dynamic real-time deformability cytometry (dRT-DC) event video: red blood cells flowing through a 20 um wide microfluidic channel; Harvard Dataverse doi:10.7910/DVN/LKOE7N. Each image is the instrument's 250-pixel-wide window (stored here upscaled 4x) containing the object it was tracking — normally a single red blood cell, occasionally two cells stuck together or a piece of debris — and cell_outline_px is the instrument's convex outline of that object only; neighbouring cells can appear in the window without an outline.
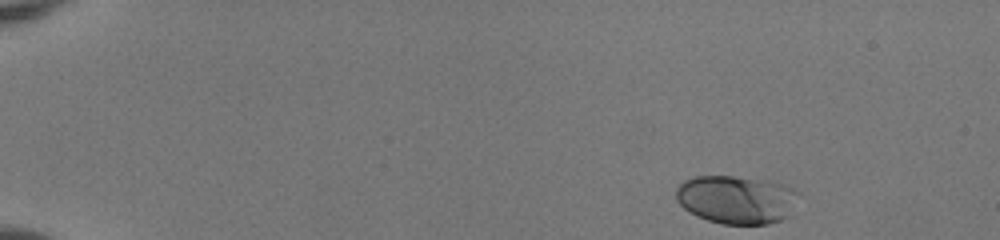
{"species": "human", "species_latin": "Homo sapiens", "temperature_condition": "room temperature", "stored_images_in_passage": 47, "camera_frame_rate_fps": 3000, "um_per_image_px": 0.085, "donor": {"sex": "female"}, "frame": {"image": 1, "passage_image": 1, "time_ms": 0.0, "image_size_px": [1000, 240], "cell_outline_px": [[796, 192], [792, 216], [768, 224], [720, 224], [696, 216], [684, 208], [676, 200], [676, 188], [684, 180], [696, 176], [732, 176], [772, 180], [792, 188]], "centroid_in_image_um": [62.59, 16.96], "position_along_channel_um": 22.4, "area_um2": 34.68}}
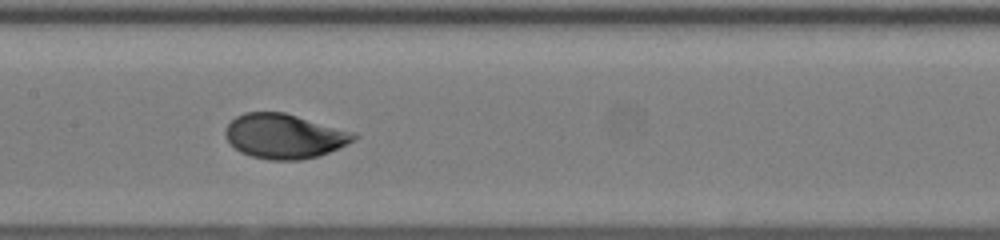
{"frame": {"image": 2, "passage_image": 23, "time_ms": 7.333, "image_size_px": [1000, 240], "cell_outline_px": [[360, 136], [356, 140], [320, 156], [300, 160], [268, 160], [252, 156], [240, 152], [224, 136], [224, 128], [236, 116], [244, 112], [284, 112], [356, 132]], "centroid_in_image_um": [24.2, 11.57], "position_along_channel_um": 183.2, "area_um2": 33.7}}
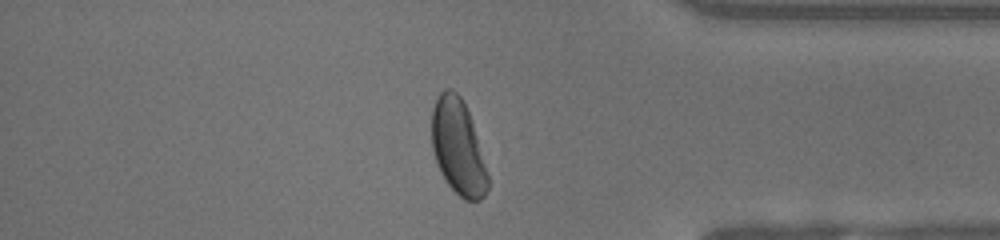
{"frame": {"image": 3, "passage_image": 40, "time_ms": 13.0, "image_size_px": [1000, 240], "cell_outline_px": [[488, 188], [484, 196], [480, 200], [464, 200], [448, 184], [440, 172], [432, 148], [432, 108], [440, 92], [444, 88], [452, 88], [460, 96], [468, 112], [488, 172]], "centroid_in_image_um": [38.92, 12.51], "position_along_channel_um": 396.3, "area_um2": 30.81}, "authors_computed_cell_mechanics": {"area_um2": 33.6974, "velocity_mm_per_s": 3.9895, "shape_relaxation_time_tau1_ms": 2.4353, "shape_relaxation_time_tau2_ms": null, "deformation_change_tau1": 0.1508, "deformation_change_tau2": null}}